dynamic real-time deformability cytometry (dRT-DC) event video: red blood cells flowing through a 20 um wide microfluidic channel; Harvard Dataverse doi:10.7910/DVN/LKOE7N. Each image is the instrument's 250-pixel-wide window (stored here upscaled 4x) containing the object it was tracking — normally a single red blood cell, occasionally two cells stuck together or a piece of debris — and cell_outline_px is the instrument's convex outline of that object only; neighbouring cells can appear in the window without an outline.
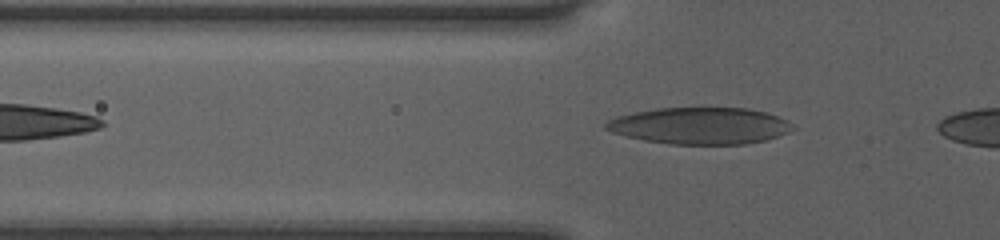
{"species": "human", "species_latin": "Homo sapiens", "temperature_condition": "room temperature", "stored_images_in_passage": 32, "camera_frame_rate_fps": 3000, "um_per_image_px": 0.085, "donor": {"sex": "female"}, "frame": {"image": 1, "passage_image": 5, "time_ms": 1.333, "image_size_px": [1000, 240], "cell_outline_px": [[796, 128], [776, 136], [764, 140], [744, 144], [672, 144], [644, 140], [612, 132], [604, 128], [604, 124], [608, 120], [616, 116], [656, 108], [748, 108], [764, 112], [776, 116], [792, 124]], "centroid_in_image_um": [59.46, 10.68], "position_along_channel_um": 66.3, "area_um2": 39.54}}
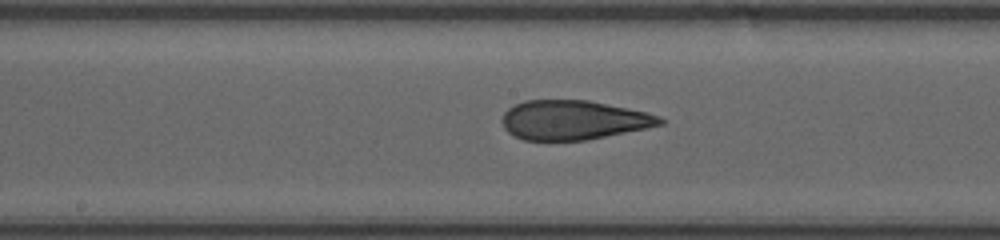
{"frame": {"image": 2, "passage_image": 15, "time_ms": 4.667, "image_size_px": [1000, 240], "cell_outline_px": [[664, 124], [584, 140], [524, 140], [508, 132], [504, 128], [500, 120], [504, 112], [508, 108], [524, 100], [588, 100], [648, 112], [660, 116], [664, 120]], "centroid_in_image_um": [48.71, 10.19], "position_along_channel_um": 199.5, "area_um2": 36.01}}
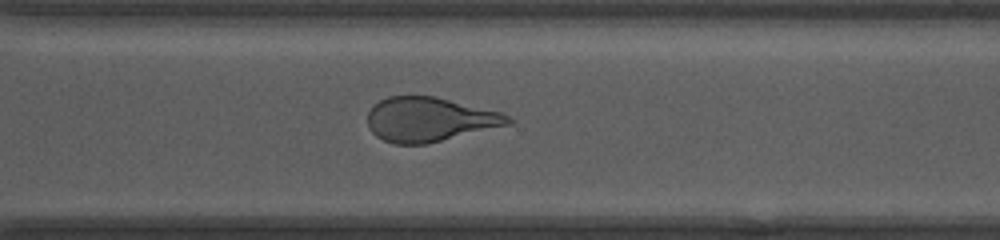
{"frame": {"image": 3, "passage_image": 25, "time_ms": 8.0, "image_size_px": [1000, 240], "cell_outline_px": [[516, 120], [512, 124], [424, 144], [396, 144], [384, 140], [376, 136], [368, 128], [368, 112], [372, 104], [388, 96], [436, 96], [500, 112], [512, 116]], "centroid_in_image_um": [36.52, 10.14], "position_along_channel_um": 334.1, "area_um2": 36.41}}